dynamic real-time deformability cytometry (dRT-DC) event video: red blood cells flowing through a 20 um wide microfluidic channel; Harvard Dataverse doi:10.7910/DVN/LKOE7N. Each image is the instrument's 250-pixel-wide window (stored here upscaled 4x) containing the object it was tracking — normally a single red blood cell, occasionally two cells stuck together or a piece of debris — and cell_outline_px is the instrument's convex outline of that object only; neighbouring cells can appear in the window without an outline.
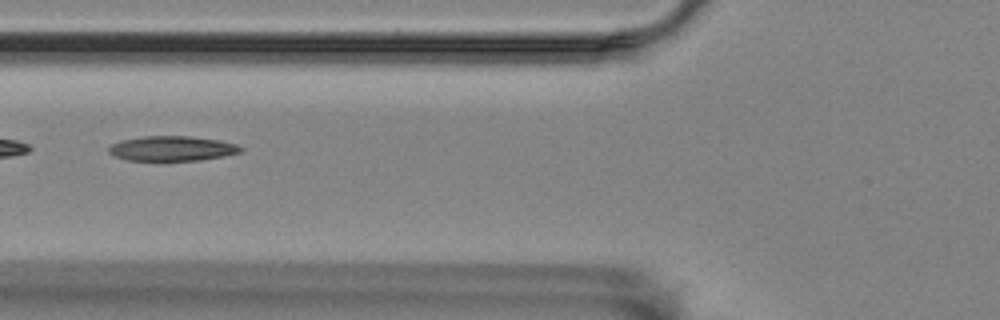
{"species": "Egyptian fruit bat (a non-hibernating species)", "species_latin": "Rousettus aegyptiacus", "temperature_condition": "room temperature", "stored_images_in_passage": 39, "segment_of_instrument_passage": [2, 2], "camera_frame_rate_fps": 3000, "um_per_image_px": 0.085, "animal": {"sex": "female"}, "frame": {"image": 1, "passage_image": 10, "time_ms": 3.0, "image_size_px": [1000, 320], "cell_outline_px": [[244, 148], [240, 152], [224, 156], [200, 160], [128, 160], [116, 156], [108, 152], [108, 148], [112, 144], [120, 140], [144, 136], [188, 136], [220, 140], [236, 144]], "centroid_in_image_um": [14.63, 12.61], "position_along_channel_um": 111.2, "area_um2": 19.02}}
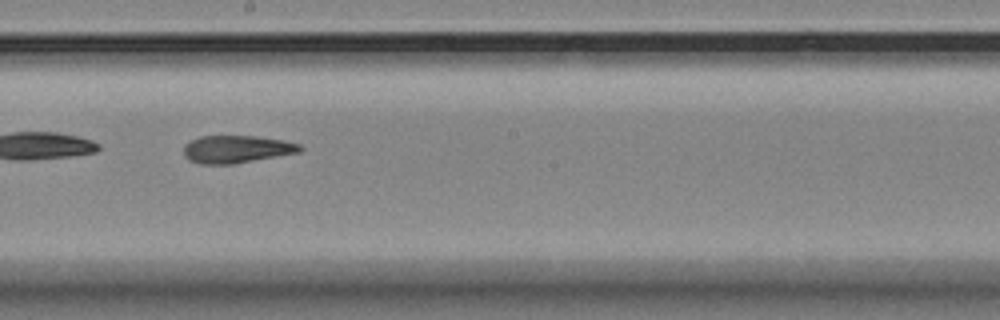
{"frame": {"image": 2, "passage_image": 20, "time_ms": 6.333, "image_size_px": [1000, 320], "cell_outline_px": [[304, 148], [300, 152], [232, 164], [200, 164], [188, 160], [184, 156], [184, 144], [200, 136], [256, 136], [284, 140], [300, 144]], "centroid_in_image_um": [20.1, 12.68], "position_along_channel_um": 228.1, "area_um2": 18.73}}
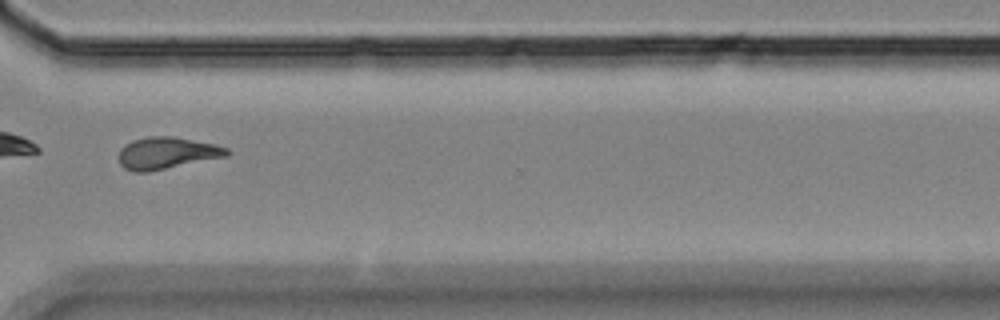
{"frame": {"image": 3, "passage_image": 31, "time_ms": 10.0, "image_size_px": [1000, 320], "cell_outline_px": [[232, 152], [228, 156], [148, 172], [136, 172], [124, 168], [120, 164], [120, 148], [124, 144], [132, 140], [148, 136], [172, 136], [216, 144], [228, 148]], "centroid_in_image_um": [14.2, 13.0], "position_along_channel_um": 356.4, "area_um2": 20.23}}